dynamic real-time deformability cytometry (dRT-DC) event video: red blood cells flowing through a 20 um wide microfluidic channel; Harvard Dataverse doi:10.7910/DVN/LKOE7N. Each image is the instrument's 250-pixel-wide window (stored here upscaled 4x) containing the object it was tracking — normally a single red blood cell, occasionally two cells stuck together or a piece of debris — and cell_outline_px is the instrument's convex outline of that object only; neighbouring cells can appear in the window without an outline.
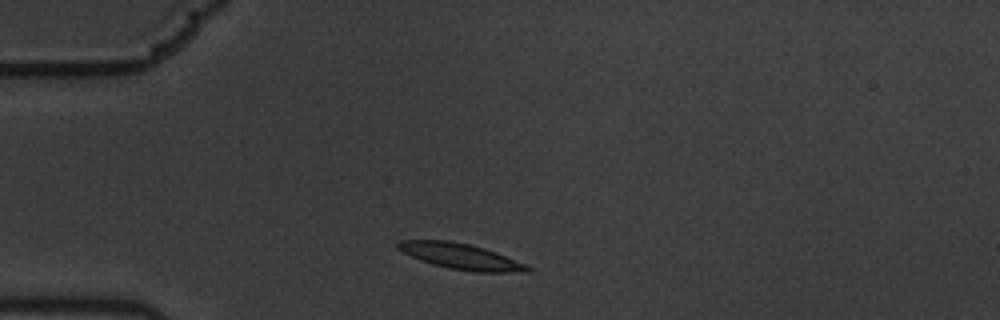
{"species": "common noctule bat (a hibernating species)", "species_latin": "Nyctalus noctula", "temperature_condition": "warm", "stored_images_in_passage": 5, "camera_frame_rate_fps": 3000, "um_per_image_px": 0.085, "animal": {"sex": "male", "body_mass_g": 19.5, "forearm_length_mm": 54.6}, "frame": {"image": 1, "passage_image": 1, "time_ms": 0.0, "image_size_px": [1000, 320], "cell_outline_px": [[532, 272], [476, 272], [448, 268], [432, 264], [420, 260], [396, 248], [396, 240], [448, 240], [468, 244], [484, 248], [496, 252], [528, 264], [532, 268]], "centroid_in_image_um": [39.2, 21.79], "position_along_channel_um": 45.8, "area_um2": 19.59}}
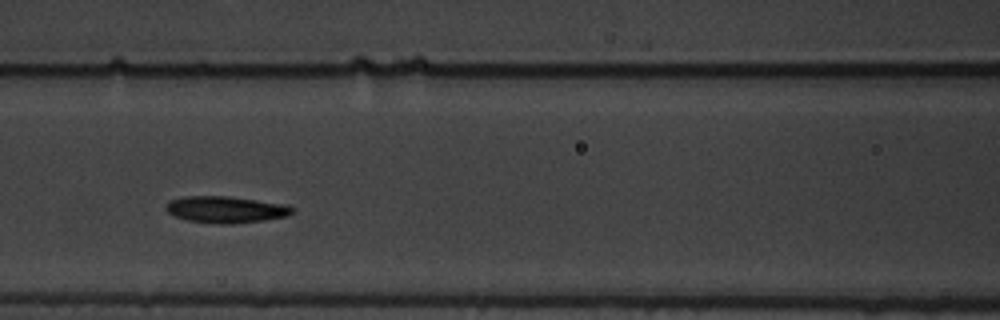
{"frame": {"image": 2, "passage_image": 4, "time_ms": 1.0, "image_size_px": [1000, 320], "cell_outline_px": [[292, 212], [288, 216], [264, 220], [232, 224], [216, 224], [188, 220], [176, 216], [168, 212], [164, 208], [172, 200], [184, 196], [228, 196], [284, 204], [292, 208]], "centroid_in_image_um": [19.18, 17.81], "position_along_channel_um": 147.4, "area_um2": 19.36}}
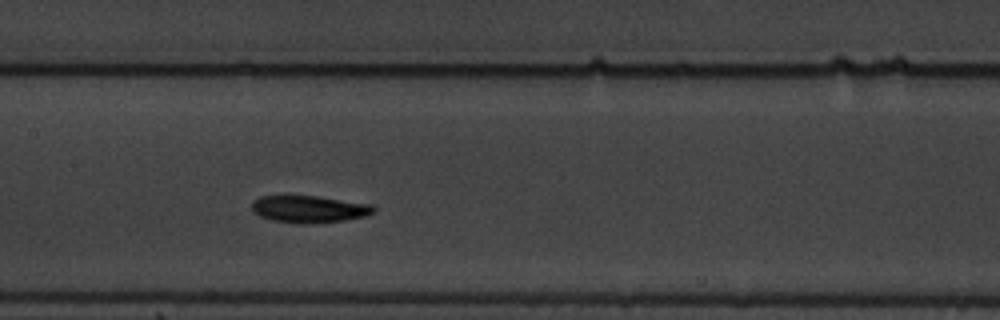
{"frame": {"image": 3, "passage_image": 5, "time_ms": 1.333, "image_size_px": [1000, 320], "cell_outline_px": [[376, 212], [364, 216], [344, 220], [308, 224], [300, 224], [272, 220], [260, 216], [252, 212], [252, 200], [260, 196], [316, 196], [372, 204], [376, 208]], "centroid_in_image_um": [26.27, 17.77], "position_along_channel_um": 181.1, "area_um2": 19.31}}